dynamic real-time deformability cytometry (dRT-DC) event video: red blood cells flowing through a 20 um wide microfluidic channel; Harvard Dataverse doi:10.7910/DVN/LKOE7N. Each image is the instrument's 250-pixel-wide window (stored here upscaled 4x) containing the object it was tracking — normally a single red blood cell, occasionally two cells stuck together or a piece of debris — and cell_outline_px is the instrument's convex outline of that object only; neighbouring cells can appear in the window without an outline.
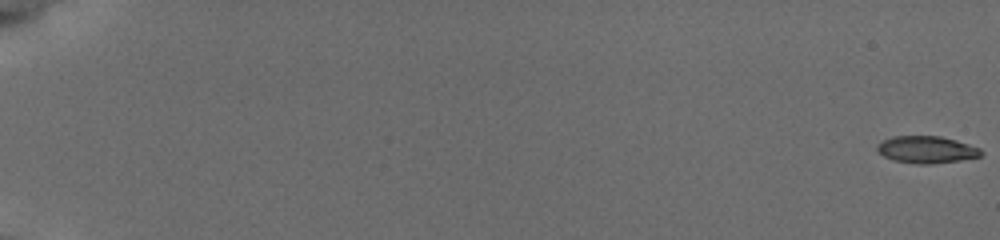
{"species": "common noctule bat (a hibernating species)", "species_latin": "Nyctalus noctula", "temperature_condition": "cold", "stored_images_in_passage": 57, "camera_frame_rate_fps": 3000, "um_per_image_px": 0.085, "animal": {"sex": "female", "body_mass_g": 19.5, "forearm_length_mm": 54.1}, "frame": {"image": 1, "passage_image": 1, "time_ms": 0.0, "image_size_px": [1000, 240], "cell_outline_px": [[984, 152], [980, 156], [960, 160], [928, 164], [916, 164], [892, 160], [884, 156], [876, 148], [876, 144], [892, 136], [940, 136], [956, 140], [980, 148]], "centroid_in_image_um": [78.75, 12.71], "position_along_channel_um": 6.3, "area_um2": 16.36}}
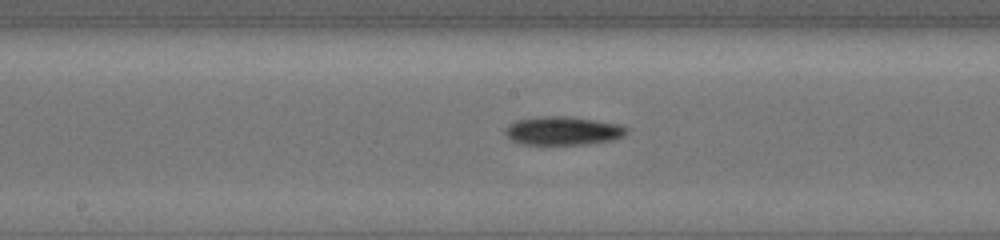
{"frame": {"image": 2, "passage_image": 33, "time_ms": 10.667, "image_size_px": [1000, 240], "cell_outline_px": [[628, 132], [624, 136], [612, 140], [584, 144], [520, 144], [512, 140], [504, 132], [504, 128], [508, 124], [516, 120], [544, 116], [568, 116], [620, 124], [628, 128]], "centroid_in_image_um": [47.85, 11.11], "position_along_channel_um": 200.4, "area_um2": 20.17}}
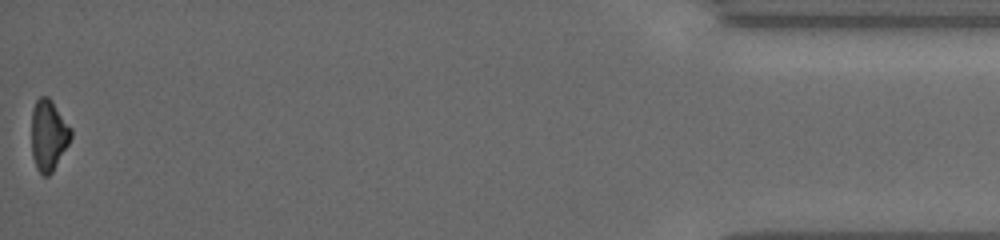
{"frame": {"image": 3, "passage_image": 57, "time_ms": 18.667, "image_size_px": [1000, 240], "cell_outline_px": [[72, 136], [68, 144], [52, 172], [48, 176], [44, 176], [36, 168], [32, 156], [32, 108], [36, 100], [40, 96], [48, 96], [52, 100], [72, 128]], "centroid_in_image_um": [4.12, 11.46], "position_along_channel_um": 431.1, "area_um2": 16.36}, "authors_computed_cell_mechanics": {"area_um2": 17.9758, "velocity_mm_per_s": 3.8568, "shape_relaxation_time_tau1_ms": 8.2319, "shape_relaxation_time_tau2_ms": null, "deformation_change_tau1": 0.1824, "deformation_change_tau2": null}}